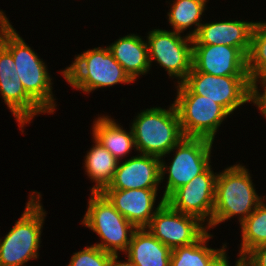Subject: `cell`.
I'll return each mask as SVG.
<instances>
[{"label":"cell","mask_w":266,"mask_h":266,"mask_svg":"<svg viewBox=\"0 0 266 266\" xmlns=\"http://www.w3.org/2000/svg\"><path fill=\"white\" fill-rule=\"evenodd\" d=\"M111 266H138L136 265L131 259L127 257L126 261H119L118 260V254L113 255L111 260Z\"/></svg>","instance_id":"cell-31"},{"label":"cell","mask_w":266,"mask_h":266,"mask_svg":"<svg viewBox=\"0 0 266 266\" xmlns=\"http://www.w3.org/2000/svg\"><path fill=\"white\" fill-rule=\"evenodd\" d=\"M171 252L147 228H137L125 254L138 266H170Z\"/></svg>","instance_id":"cell-19"},{"label":"cell","mask_w":266,"mask_h":266,"mask_svg":"<svg viewBox=\"0 0 266 266\" xmlns=\"http://www.w3.org/2000/svg\"><path fill=\"white\" fill-rule=\"evenodd\" d=\"M245 166L235 164L217 173L211 228L239 216L240 224L266 199L259 197Z\"/></svg>","instance_id":"cell-2"},{"label":"cell","mask_w":266,"mask_h":266,"mask_svg":"<svg viewBox=\"0 0 266 266\" xmlns=\"http://www.w3.org/2000/svg\"><path fill=\"white\" fill-rule=\"evenodd\" d=\"M16 72L12 54L0 43V74Z\"/></svg>","instance_id":"cell-29"},{"label":"cell","mask_w":266,"mask_h":266,"mask_svg":"<svg viewBox=\"0 0 266 266\" xmlns=\"http://www.w3.org/2000/svg\"><path fill=\"white\" fill-rule=\"evenodd\" d=\"M61 73L73 88L89 93L118 83L134 82L114 59L109 48H94L75 56Z\"/></svg>","instance_id":"cell-5"},{"label":"cell","mask_w":266,"mask_h":266,"mask_svg":"<svg viewBox=\"0 0 266 266\" xmlns=\"http://www.w3.org/2000/svg\"><path fill=\"white\" fill-rule=\"evenodd\" d=\"M258 83L264 88L263 93L259 92ZM250 102L256 105L266 118V73H258L250 80Z\"/></svg>","instance_id":"cell-27"},{"label":"cell","mask_w":266,"mask_h":266,"mask_svg":"<svg viewBox=\"0 0 266 266\" xmlns=\"http://www.w3.org/2000/svg\"><path fill=\"white\" fill-rule=\"evenodd\" d=\"M0 94L20 125L22 133L26 123H30L37 114L46 113L26 93L18 74H0Z\"/></svg>","instance_id":"cell-17"},{"label":"cell","mask_w":266,"mask_h":266,"mask_svg":"<svg viewBox=\"0 0 266 266\" xmlns=\"http://www.w3.org/2000/svg\"><path fill=\"white\" fill-rule=\"evenodd\" d=\"M202 223L195 216L178 212L165 201L146 228L172 250L196 242L207 231L206 224Z\"/></svg>","instance_id":"cell-11"},{"label":"cell","mask_w":266,"mask_h":266,"mask_svg":"<svg viewBox=\"0 0 266 266\" xmlns=\"http://www.w3.org/2000/svg\"><path fill=\"white\" fill-rule=\"evenodd\" d=\"M81 222L101 238V242L94 245L113 255H117L118 251L126 252L137 229L102 193L96 192H91L87 212Z\"/></svg>","instance_id":"cell-6"},{"label":"cell","mask_w":266,"mask_h":266,"mask_svg":"<svg viewBox=\"0 0 266 266\" xmlns=\"http://www.w3.org/2000/svg\"><path fill=\"white\" fill-rule=\"evenodd\" d=\"M183 83L197 95L220 104L229 114L250 103L249 76H214L193 67Z\"/></svg>","instance_id":"cell-10"},{"label":"cell","mask_w":266,"mask_h":266,"mask_svg":"<svg viewBox=\"0 0 266 266\" xmlns=\"http://www.w3.org/2000/svg\"><path fill=\"white\" fill-rule=\"evenodd\" d=\"M192 67L214 76H249L247 56L227 45L193 44Z\"/></svg>","instance_id":"cell-13"},{"label":"cell","mask_w":266,"mask_h":266,"mask_svg":"<svg viewBox=\"0 0 266 266\" xmlns=\"http://www.w3.org/2000/svg\"><path fill=\"white\" fill-rule=\"evenodd\" d=\"M0 10V43L12 54L18 74L26 93L46 112L56 109L52 93V78L44 61L16 32Z\"/></svg>","instance_id":"cell-1"},{"label":"cell","mask_w":266,"mask_h":266,"mask_svg":"<svg viewBox=\"0 0 266 266\" xmlns=\"http://www.w3.org/2000/svg\"><path fill=\"white\" fill-rule=\"evenodd\" d=\"M254 25L241 20L202 23L192 37L193 44L233 46L248 56Z\"/></svg>","instance_id":"cell-16"},{"label":"cell","mask_w":266,"mask_h":266,"mask_svg":"<svg viewBox=\"0 0 266 266\" xmlns=\"http://www.w3.org/2000/svg\"><path fill=\"white\" fill-rule=\"evenodd\" d=\"M95 145L87 152L84 168L95 186L91 192L101 193L112 181L118 160L94 137Z\"/></svg>","instance_id":"cell-21"},{"label":"cell","mask_w":266,"mask_h":266,"mask_svg":"<svg viewBox=\"0 0 266 266\" xmlns=\"http://www.w3.org/2000/svg\"><path fill=\"white\" fill-rule=\"evenodd\" d=\"M160 158L138 154L122 164L118 162L112 181L105 189H158Z\"/></svg>","instance_id":"cell-15"},{"label":"cell","mask_w":266,"mask_h":266,"mask_svg":"<svg viewBox=\"0 0 266 266\" xmlns=\"http://www.w3.org/2000/svg\"><path fill=\"white\" fill-rule=\"evenodd\" d=\"M174 105L184 137L214 141L217 129L230 115L220 104L194 94L183 82L177 85Z\"/></svg>","instance_id":"cell-7"},{"label":"cell","mask_w":266,"mask_h":266,"mask_svg":"<svg viewBox=\"0 0 266 266\" xmlns=\"http://www.w3.org/2000/svg\"><path fill=\"white\" fill-rule=\"evenodd\" d=\"M147 46L149 63L153 60L182 83L192 70L193 39L179 32L153 29L148 32Z\"/></svg>","instance_id":"cell-9"},{"label":"cell","mask_w":266,"mask_h":266,"mask_svg":"<svg viewBox=\"0 0 266 266\" xmlns=\"http://www.w3.org/2000/svg\"><path fill=\"white\" fill-rule=\"evenodd\" d=\"M243 266H266V244L252 249L243 258Z\"/></svg>","instance_id":"cell-28"},{"label":"cell","mask_w":266,"mask_h":266,"mask_svg":"<svg viewBox=\"0 0 266 266\" xmlns=\"http://www.w3.org/2000/svg\"><path fill=\"white\" fill-rule=\"evenodd\" d=\"M158 189H104L101 193L136 228H146L157 209L165 202L162 197L154 210Z\"/></svg>","instance_id":"cell-14"},{"label":"cell","mask_w":266,"mask_h":266,"mask_svg":"<svg viewBox=\"0 0 266 266\" xmlns=\"http://www.w3.org/2000/svg\"><path fill=\"white\" fill-rule=\"evenodd\" d=\"M107 47L133 81L150 70L147 42L141 36L129 34Z\"/></svg>","instance_id":"cell-18"},{"label":"cell","mask_w":266,"mask_h":266,"mask_svg":"<svg viewBox=\"0 0 266 266\" xmlns=\"http://www.w3.org/2000/svg\"><path fill=\"white\" fill-rule=\"evenodd\" d=\"M217 174L211 165L189 183L176 189L165 201L178 212L197 217L211 230Z\"/></svg>","instance_id":"cell-12"},{"label":"cell","mask_w":266,"mask_h":266,"mask_svg":"<svg viewBox=\"0 0 266 266\" xmlns=\"http://www.w3.org/2000/svg\"><path fill=\"white\" fill-rule=\"evenodd\" d=\"M212 236L207 230L193 244L173 248L170 266H208L226 248V244L221 249L208 248L207 242Z\"/></svg>","instance_id":"cell-22"},{"label":"cell","mask_w":266,"mask_h":266,"mask_svg":"<svg viewBox=\"0 0 266 266\" xmlns=\"http://www.w3.org/2000/svg\"><path fill=\"white\" fill-rule=\"evenodd\" d=\"M40 197V192L30 194L20 219L0 239V266H26V262L39 257L41 229L46 215Z\"/></svg>","instance_id":"cell-3"},{"label":"cell","mask_w":266,"mask_h":266,"mask_svg":"<svg viewBox=\"0 0 266 266\" xmlns=\"http://www.w3.org/2000/svg\"><path fill=\"white\" fill-rule=\"evenodd\" d=\"M110 116L95 119L92 136L98 140L118 161L122 160L132 149H136L132 129L127 132Z\"/></svg>","instance_id":"cell-20"},{"label":"cell","mask_w":266,"mask_h":266,"mask_svg":"<svg viewBox=\"0 0 266 266\" xmlns=\"http://www.w3.org/2000/svg\"><path fill=\"white\" fill-rule=\"evenodd\" d=\"M226 249L224 248L211 262L208 266H229V261L226 254ZM235 266H243V258L239 255V259L236 261Z\"/></svg>","instance_id":"cell-30"},{"label":"cell","mask_w":266,"mask_h":266,"mask_svg":"<svg viewBox=\"0 0 266 266\" xmlns=\"http://www.w3.org/2000/svg\"><path fill=\"white\" fill-rule=\"evenodd\" d=\"M134 119L130 129L140 154L164 157L184 138L174 103L167 110L161 107L142 110Z\"/></svg>","instance_id":"cell-4"},{"label":"cell","mask_w":266,"mask_h":266,"mask_svg":"<svg viewBox=\"0 0 266 266\" xmlns=\"http://www.w3.org/2000/svg\"><path fill=\"white\" fill-rule=\"evenodd\" d=\"M207 2V0H174L167 13L173 31L183 33L194 25L196 28L188 33V36L193 37L202 24L200 20Z\"/></svg>","instance_id":"cell-23"},{"label":"cell","mask_w":266,"mask_h":266,"mask_svg":"<svg viewBox=\"0 0 266 266\" xmlns=\"http://www.w3.org/2000/svg\"><path fill=\"white\" fill-rule=\"evenodd\" d=\"M112 257L113 254L93 244L74 253L67 266H111Z\"/></svg>","instance_id":"cell-26"},{"label":"cell","mask_w":266,"mask_h":266,"mask_svg":"<svg viewBox=\"0 0 266 266\" xmlns=\"http://www.w3.org/2000/svg\"><path fill=\"white\" fill-rule=\"evenodd\" d=\"M247 71L249 80L258 73H266V22H255L247 56Z\"/></svg>","instance_id":"cell-25"},{"label":"cell","mask_w":266,"mask_h":266,"mask_svg":"<svg viewBox=\"0 0 266 266\" xmlns=\"http://www.w3.org/2000/svg\"><path fill=\"white\" fill-rule=\"evenodd\" d=\"M213 141L206 138L184 137L167 154L176 150L168 166L160 157V182L168 172L167 184L163 191L166 200L176 189L189 183L195 176L203 173L211 163Z\"/></svg>","instance_id":"cell-8"},{"label":"cell","mask_w":266,"mask_h":266,"mask_svg":"<svg viewBox=\"0 0 266 266\" xmlns=\"http://www.w3.org/2000/svg\"><path fill=\"white\" fill-rule=\"evenodd\" d=\"M265 199L240 224L242 232L239 255L244 258L255 247L266 244V204Z\"/></svg>","instance_id":"cell-24"}]
</instances>
